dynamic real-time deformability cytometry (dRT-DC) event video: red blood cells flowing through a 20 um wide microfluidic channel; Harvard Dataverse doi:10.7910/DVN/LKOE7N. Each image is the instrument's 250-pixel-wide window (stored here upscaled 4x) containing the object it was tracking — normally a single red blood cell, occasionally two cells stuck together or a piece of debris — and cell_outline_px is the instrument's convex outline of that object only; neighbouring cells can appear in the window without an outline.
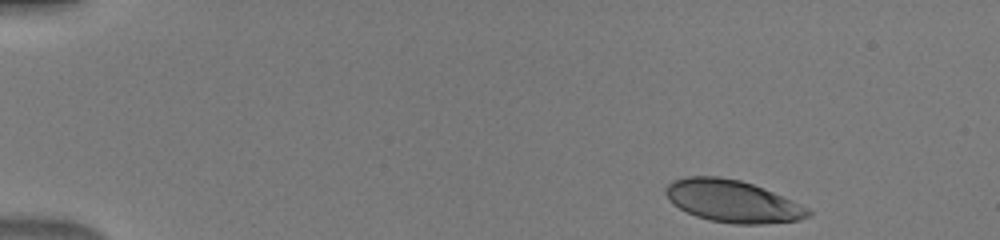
{"species": "human", "species_latin": "Homo sapiens", "temperature_condition": "warm", "stored_images_in_passage": 44, "camera_frame_rate_fps": 3000, "um_per_image_px": 0.085, "donor": {"sex": "male"}, "frame": {"image": 1, "passage_image": 1, "time_ms": 0.0, "image_size_px": [1000, 240], "cell_outline_px": [[812, 216], [800, 220], [764, 224], [732, 224], [708, 220], [696, 216], [672, 204], [668, 200], [664, 192], [664, 188], [672, 180], [684, 176], [720, 176], [740, 180], [752, 184], [792, 200], [808, 208], [812, 212]], "centroid_in_image_um": [62.24, 17.1], "position_along_channel_um": 22.8, "area_um2": 35.26}}
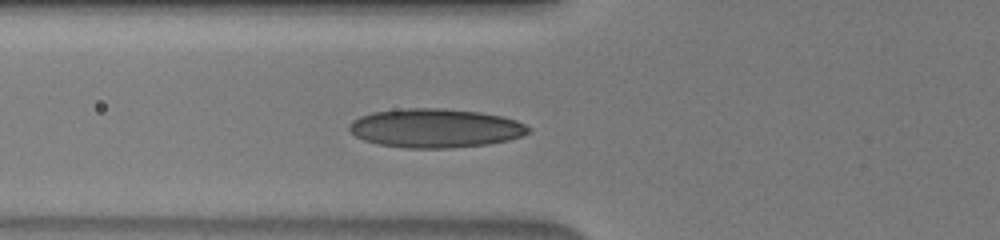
{"frame": {"image": 2, "passage_image": 14, "time_ms": 4.333, "image_size_px": [1000, 240], "cell_outline_px": [[532, 132], [508, 140], [488, 144], [448, 148], [408, 148], [380, 144], [364, 140], [356, 136], [348, 128], [348, 124], [352, 120], [360, 116], [372, 112], [404, 108], [444, 108], [480, 112], [504, 116], [516, 120], [532, 128]], "centroid_in_image_um": [37.02, 10.88], "position_along_channel_um": 88.8, "area_um2": 40.81}}
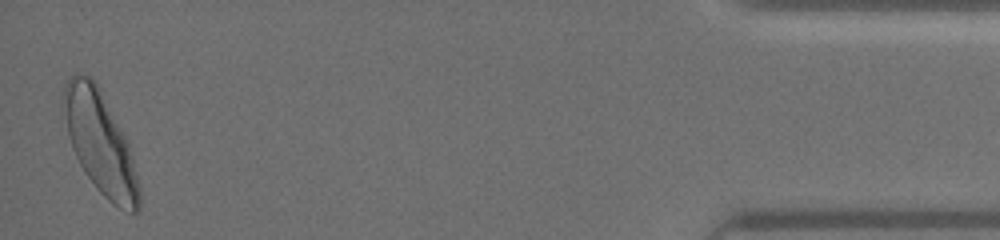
{"frame": {"image": 3, "passage_image": 44, "time_ms": 14.333, "image_size_px": [1000, 240], "cell_outline_px": [[140, 208], [136, 212], [132, 212], [120, 208], [112, 204], [96, 188], [84, 172], [72, 148], [68, 136], [60, 104], [64, 84], [76, 72], [80, 72], [92, 76], [100, 88], [128, 140], [140, 188]], "centroid_in_image_um": [8.49, 12.08], "position_along_channel_um": 426.7, "area_um2": 45.49}}